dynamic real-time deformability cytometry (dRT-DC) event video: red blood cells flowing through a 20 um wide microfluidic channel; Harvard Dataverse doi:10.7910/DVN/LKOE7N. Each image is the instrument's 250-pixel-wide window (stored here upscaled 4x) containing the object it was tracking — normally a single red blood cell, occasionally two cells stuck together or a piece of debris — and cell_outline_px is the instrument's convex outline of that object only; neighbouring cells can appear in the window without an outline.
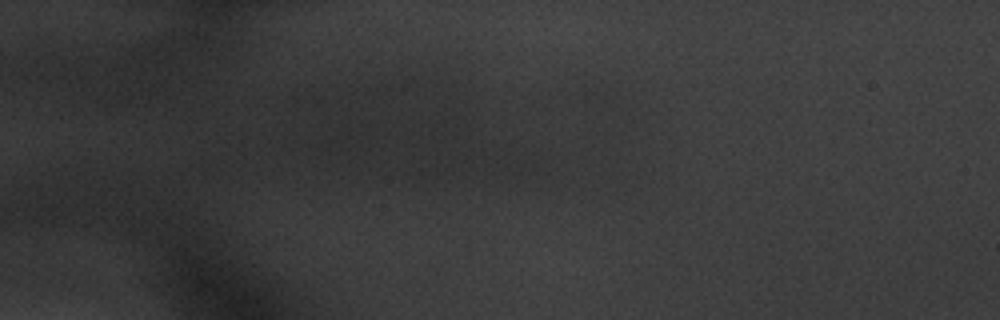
{"species": "common noctule bat (a hibernating species)", "species_latin": "Nyctalus noctula", "temperature_condition": "warm", "stored_images_in_passage": 7, "camera_frame_rate_fps": 3000, "um_per_image_px": 0.085, "animal": {"sex": "male", "body_mass_g": 20.1, "forearm_length_mm": 53.5}, "frame": {"image": 1, "passage_image": 3, "time_ms": 0.667, "image_size_px": [1000, 320], "cell_outline_px": [[380, 120], [376, 140], [368, 148], [348, 160], [316, 156], [300, 144], [304, 140], [356, 116], [372, 116]], "centroid_in_image_um": [29.29, 11.78], "position_along_channel_um": 55.7, "area_um2": 15.78}}